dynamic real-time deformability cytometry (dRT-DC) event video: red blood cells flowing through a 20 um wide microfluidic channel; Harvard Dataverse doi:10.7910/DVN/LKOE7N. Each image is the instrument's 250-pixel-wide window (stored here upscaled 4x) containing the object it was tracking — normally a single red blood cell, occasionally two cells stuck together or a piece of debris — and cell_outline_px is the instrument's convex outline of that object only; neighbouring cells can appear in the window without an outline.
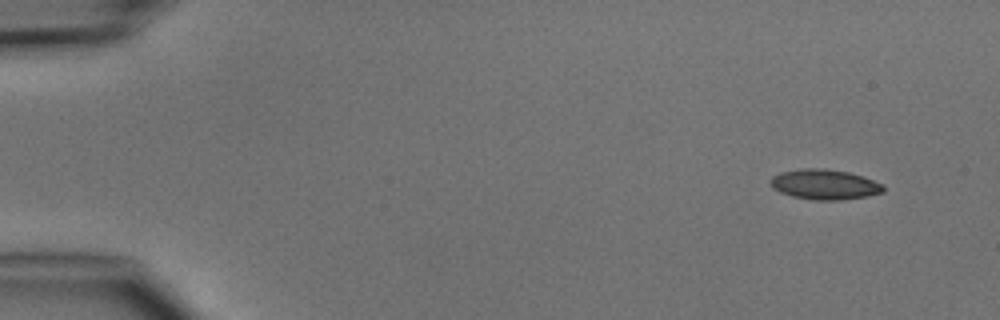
{"species": "common noctule bat (a hibernating species)", "species_latin": "Nyctalus noctula", "temperature_condition": "cold", "stored_images_in_passage": 4, "camera_frame_rate_fps": 3000, "um_per_image_px": 0.085, "animal": {"sex": "male", "body_mass_g": 15.6}, "frame": {"image": 1, "passage_image": 1, "time_ms": 0.0, "image_size_px": [1000, 320], "cell_outline_px": [[884, 192], [868, 196], [840, 200], [812, 200], [792, 196], [780, 192], [772, 188], [768, 180], [772, 176], [780, 172], [800, 168], [824, 168], [848, 172], [884, 184]], "centroid_in_image_um": [70.05, 15.68], "position_along_channel_um": 14.9, "area_um2": 20.0}}
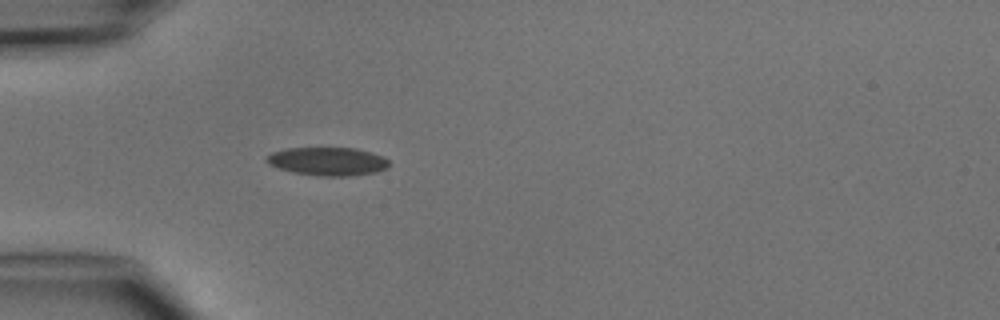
{"frame": {"image": 2, "passage_image": 4, "time_ms": 3.667, "image_size_px": [1000, 320], "cell_outline_px": [[388, 164], [384, 168], [376, 172], [348, 176], [324, 176], [296, 172], [280, 168], [268, 164], [264, 160], [272, 152], [288, 148], [356, 148], [384, 156], [388, 160]], "centroid_in_image_um": [27.86, 13.7], "position_along_channel_um": 57.1, "area_um2": 19.88}}